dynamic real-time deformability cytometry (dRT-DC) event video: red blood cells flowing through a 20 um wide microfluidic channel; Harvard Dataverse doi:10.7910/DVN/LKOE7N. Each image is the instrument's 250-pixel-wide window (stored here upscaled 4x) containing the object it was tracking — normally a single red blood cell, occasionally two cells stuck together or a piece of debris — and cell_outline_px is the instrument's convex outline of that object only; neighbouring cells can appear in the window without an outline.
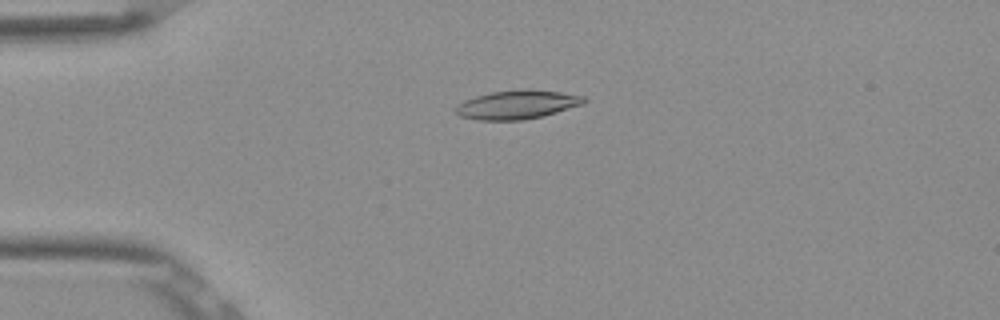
{"species": "Egyptian fruit bat (a non-hibernating species)", "species_latin": "Rousettus aegyptiacus", "temperature_condition": "room temperature", "stored_images_in_passage": 51, "camera_frame_rate_fps": 3000, "um_per_image_px": 0.085, "frame": {"image": 1, "passage_image": 11, "time_ms": 3.333, "image_size_px": [1000, 320], "cell_outline_px": [[588, 100], [584, 104], [544, 116], [524, 120], [476, 120], [460, 116], [452, 108], [464, 100], [476, 96], [492, 92], [524, 88], [528, 88], [560, 92], [584, 96]], "centroid_in_image_um": [43.97, 8.89], "position_along_channel_um": 41.0, "area_um2": 21.85}}
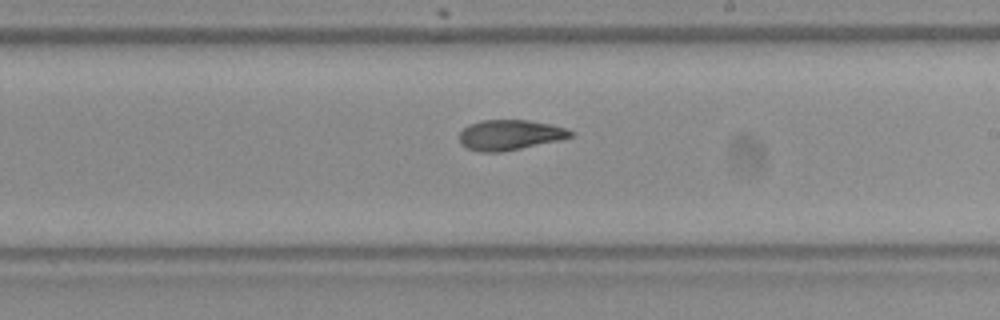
{"frame": {"image": 2, "passage_image": 29, "time_ms": 9.333, "image_size_px": [1000, 320], "cell_outline_px": [[576, 132], [572, 136], [560, 140], [500, 152], [480, 152], [468, 148], [460, 144], [460, 132], [468, 124], [484, 120], [528, 120], [568, 128]], "centroid_in_image_um": [43.35, 11.46], "position_along_channel_um": 245.6, "area_um2": 19.54}}
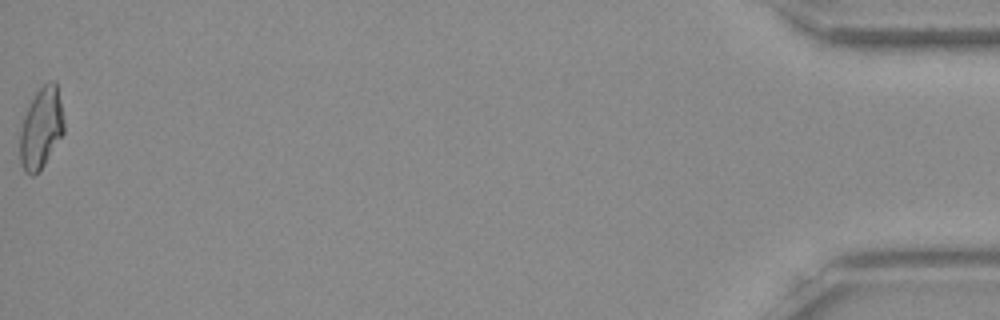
{"frame": {"image": 3, "passage_image": 51, "time_ms": 16.667, "image_size_px": [1000, 320], "cell_outline_px": [[64, 132], [40, 172], [32, 176], [24, 172], [20, 164], [20, 132], [24, 116], [36, 92], [44, 84], [52, 80], [56, 80], [64, 120]], "centroid_in_image_um": [3.5, 10.93], "position_along_channel_um": 431.7, "area_um2": 20.81}, "authors_computed_cell_mechanics": {"area_um2": 20.3456, "velocity_mm_per_s": 3.8665, "shape_relaxation_time_tau1_ms": null, "shape_relaxation_time_tau2_ms": 6.0218, "deformation_change_tau1": null, "deformation_change_tau2": 0.1306}}